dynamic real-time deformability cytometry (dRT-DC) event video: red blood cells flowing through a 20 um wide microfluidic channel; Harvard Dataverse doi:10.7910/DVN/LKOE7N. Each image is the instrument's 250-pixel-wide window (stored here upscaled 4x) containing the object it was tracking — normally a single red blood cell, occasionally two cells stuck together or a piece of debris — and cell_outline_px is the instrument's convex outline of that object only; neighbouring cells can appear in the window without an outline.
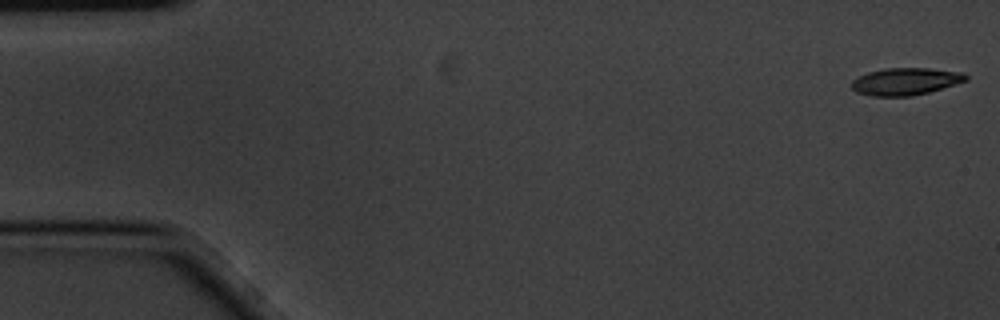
{"species": "common noctule bat (a hibernating species)", "species_latin": "Nyctalus noctula", "temperature_condition": "cold", "stored_images_in_passage": 5, "camera_frame_rate_fps": 3000, "um_per_image_px": 0.085, "animal": {"sex": "male", "body_mass_g": 20.1, "forearm_length_mm": 53.5}, "frame": {"image": 1, "passage_image": 1, "time_ms": 0.0, "image_size_px": [1000, 320], "cell_outline_px": [[968, 80], [928, 92], [912, 96], [872, 96], [856, 92], [852, 88], [852, 80], [868, 72], [884, 68], [928, 68], [964, 72], [968, 76]], "centroid_in_image_um": [76.98, 6.92], "position_along_channel_um": 8.0, "area_um2": 18.09}}
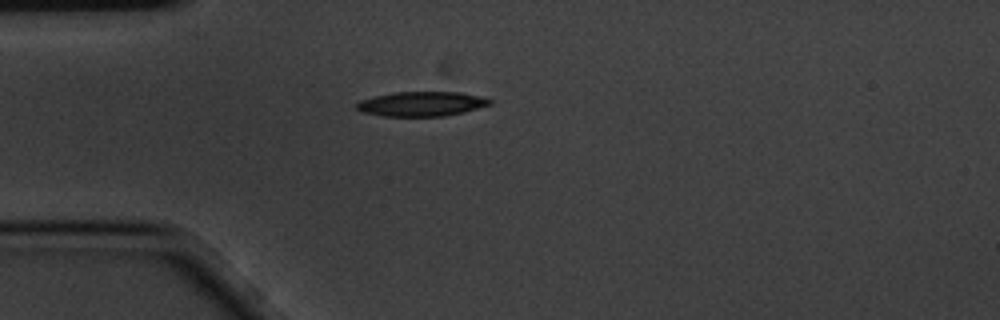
{"frame": {"image": 2, "passage_image": 5, "time_ms": 1.333, "image_size_px": [1000, 320], "cell_outline_px": [[492, 104], [464, 112], [444, 116], [384, 116], [360, 112], [356, 108], [356, 104], [360, 100], [392, 92], [460, 92], [492, 100]], "centroid_in_image_um": [35.8, 8.83], "position_along_channel_um": 49.2, "area_um2": 19.02}}